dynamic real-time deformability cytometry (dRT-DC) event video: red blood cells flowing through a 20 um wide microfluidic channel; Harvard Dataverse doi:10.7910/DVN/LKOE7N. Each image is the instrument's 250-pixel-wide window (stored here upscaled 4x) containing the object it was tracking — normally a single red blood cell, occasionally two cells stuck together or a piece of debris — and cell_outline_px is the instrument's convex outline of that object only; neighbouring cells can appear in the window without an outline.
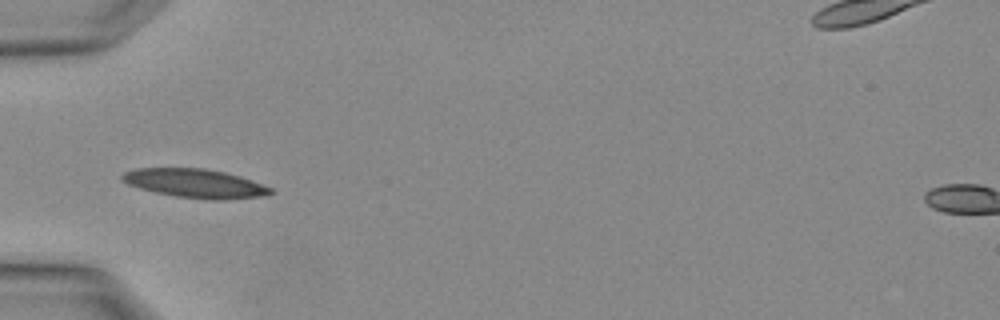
{"species": "Egyptian fruit bat (a non-hibernating species)", "species_latin": "Rousettus aegyptiacus", "temperature_condition": "warm", "stored_images_in_passage": 1, "camera_frame_rate_fps": 3000, "um_per_image_px": 0.085, "animal": {"sex": "female"}, "frame": {"image": 1, "passage_image": 1, "time_ms": 0.0, "image_size_px": [1000, 320], "cell_outline_px": [[276, 192], [268, 196], [224, 200], [208, 200], [176, 196], [156, 192], [140, 188], [128, 184], [120, 180], [120, 176], [124, 172], [136, 168], [204, 168], [224, 172], [240, 176], [252, 180], [272, 188]], "centroid_in_image_um": [16.63, 15.59], "position_along_channel_um": 68.4, "area_um2": 25.2}}